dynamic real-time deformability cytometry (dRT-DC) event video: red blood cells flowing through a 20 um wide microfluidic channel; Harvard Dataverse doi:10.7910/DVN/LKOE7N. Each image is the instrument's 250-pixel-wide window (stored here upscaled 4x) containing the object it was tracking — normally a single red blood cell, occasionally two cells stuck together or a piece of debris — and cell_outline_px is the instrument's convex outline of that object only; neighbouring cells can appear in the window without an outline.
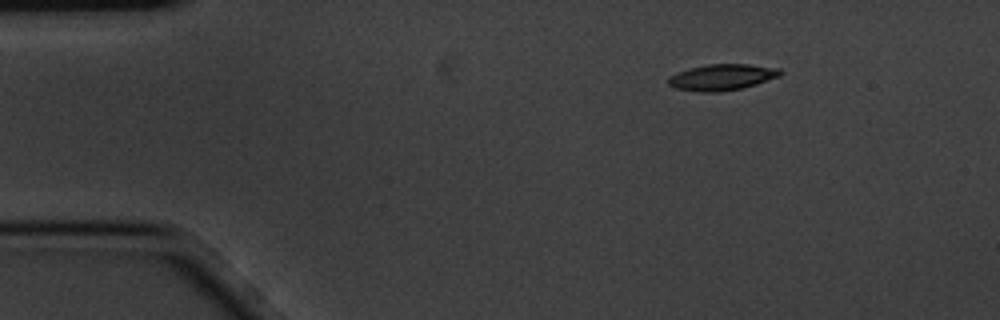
{"species": "common noctule bat (a hibernating species)", "species_latin": "Nyctalus noctula", "temperature_condition": "cold", "stored_images_in_passage": 3, "camera_frame_rate_fps": 3000, "um_per_image_px": 0.085, "animal": {"sex": "male", "body_mass_g": 20.1, "forearm_length_mm": 53.5}, "frame": {"image": 1, "passage_image": 1, "time_ms": 0.0, "image_size_px": [1000, 320], "cell_outline_px": [[784, 72], [780, 76], [756, 84], [740, 88], [720, 92], [700, 92], [676, 88], [668, 84], [668, 76], [676, 72], [688, 68], [708, 64], [748, 64], [780, 68]], "centroid_in_image_um": [61.36, 6.55], "position_along_channel_um": 23.6, "area_um2": 17.17}}